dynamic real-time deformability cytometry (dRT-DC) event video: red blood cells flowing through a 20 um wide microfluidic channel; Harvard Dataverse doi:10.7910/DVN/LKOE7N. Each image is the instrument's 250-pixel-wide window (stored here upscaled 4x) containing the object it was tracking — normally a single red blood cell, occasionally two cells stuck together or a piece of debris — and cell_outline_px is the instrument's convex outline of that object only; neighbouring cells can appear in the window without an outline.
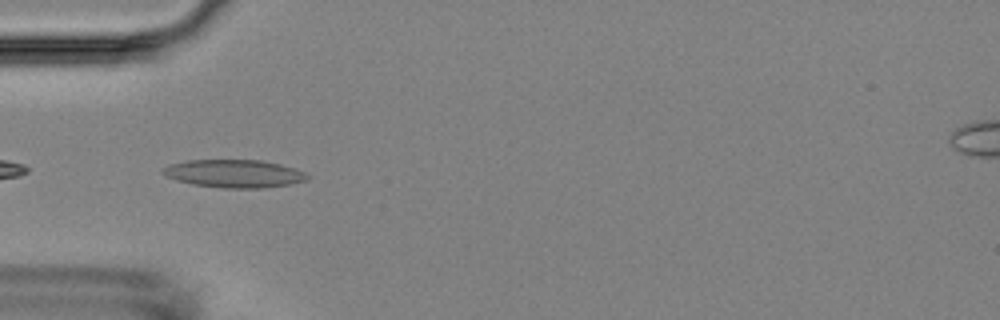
{"species": "Egyptian fruit bat (a non-hibernating species)", "species_latin": "Rousettus aegyptiacus", "temperature_condition": "room temperature", "stored_images_in_passage": 9, "camera_frame_rate_fps": 3000, "um_per_image_px": 0.085, "animal": {"sex": "female"}, "frame": {"image": 1, "passage_image": 4, "time_ms": 3.667, "image_size_px": [1000, 320], "cell_outline_px": [[312, 176], [308, 180], [292, 184], [264, 188], [224, 188], [192, 184], [176, 180], [160, 172], [168, 164], [188, 160], [260, 160], [280, 164], [304, 172]], "centroid_in_image_um": [19.93, 14.76], "position_along_channel_um": 65.1, "area_um2": 23.58}}
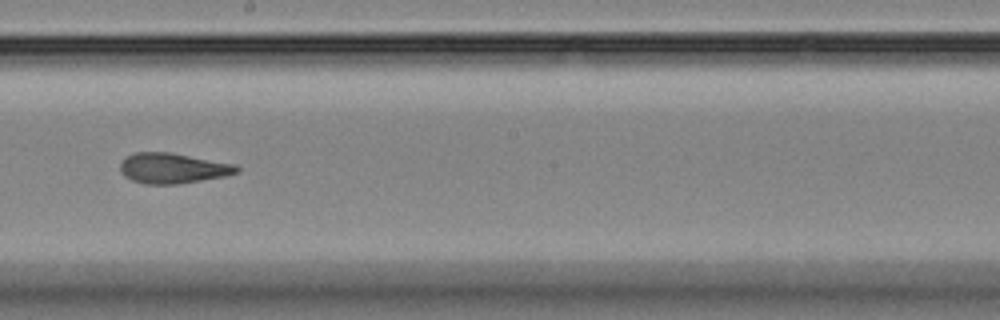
{"frame": {"image": 2, "passage_image": 8, "time_ms": 8.333, "image_size_px": [1000, 320], "cell_outline_px": [[240, 172], [224, 176], [180, 184], [144, 184], [132, 180], [124, 176], [120, 172], [120, 164], [128, 156], [136, 152], [172, 152], [236, 164], [240, 168]], "centroid_in_image_um": [14.71, 14.3], "position_along_channel_um": 233.5, "area_um2": 20.75}}
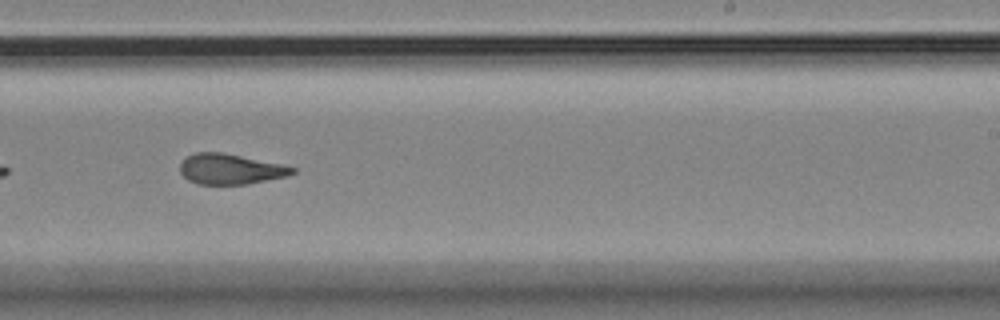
{"frame": {"image": 3, "passage_image": 9, "time_ms": 9.333, "image_size_px": [1000, 320], "cell_outline_px": [[296, 172], [288, 176], [248, 184], [196, 184], [188, 180], [180, 172], [180, 164], [188, 156], [196, 152], [220, 152], [280, 164], [296, 168]], "centroid_in_image_um": [19.58, 14.38], "position_along_channel_um": 269.4, "area_um2": 19.71}}